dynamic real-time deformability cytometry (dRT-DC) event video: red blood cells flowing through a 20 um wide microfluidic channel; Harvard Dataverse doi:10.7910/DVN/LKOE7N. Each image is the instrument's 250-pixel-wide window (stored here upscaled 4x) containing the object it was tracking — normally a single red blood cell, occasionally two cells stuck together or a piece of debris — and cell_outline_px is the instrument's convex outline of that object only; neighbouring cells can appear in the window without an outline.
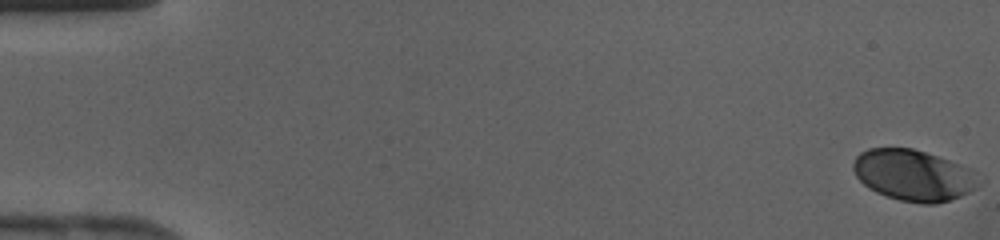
{"species": "human", "species_latin": "Homo sapiens", "temperature_condition": "cold", "stored_images_in_passage": 43, "camera_frame_rate_fps": 3000, "um_per_image_px": 0.085, "donor": {"sex": "female"}, "frame": {"image": 1, "passage_image": 1, "time_ms": 0.0, "image_size_px": [1000, 240], "cell_outline_px": [[984, 184], [960, 196], [936, 204], [924, 204], [900, 200], [876, 192], [868, 188], [856, 176], [852, 168], [852, 164], [856, 156], [860, 152], [868, 148], [912, 148], [948, 160], [956, 164], [984, 180]], "centroid_in_image_um": [77.61, 14.9], "position_along_channel_um": 7.4, "area_um2": 37.05}}
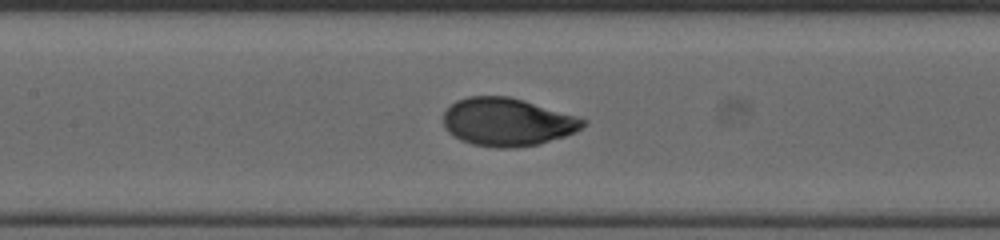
{"frame": {"image": 2, "passage_image": 21, "time_ms": 6.667, "image_size_px": [1000, 240], "cell_outline_px": [[588, 120], [576, 132], [540, 144], [516, 148], [496, 148], [472, 144], [460, 140], [448, 132], [444, 128], [444, 112], [456, 100], [468, 96], [508, 96], [524, 100], [576, 116]], "centroid_in_image_um": [43.1, 10.38], "position_along_channel_um": 164.3, "area_um2": 39.13}}
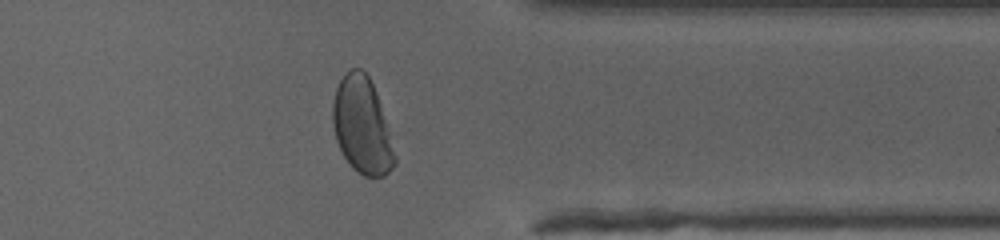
{"frame": {"image": 3, "passage_image": 35, "time_ms": 11.333, "image_size_px": [1000, 240], "cell_outline_px": [[396, 164], [384, 176], [364, 176], [356, 172], [352, 168], [344, 156], [336, 140], [332, 124], [332, 104], [336, 88], [340, 80], [352, 68], [360, 68], [368, 76], [376, 92], [396, 156]], "centroid_in_image_um": [30.75, 10.71], "position_along_channel_um": 380.6, "area_um2": 34.39}}